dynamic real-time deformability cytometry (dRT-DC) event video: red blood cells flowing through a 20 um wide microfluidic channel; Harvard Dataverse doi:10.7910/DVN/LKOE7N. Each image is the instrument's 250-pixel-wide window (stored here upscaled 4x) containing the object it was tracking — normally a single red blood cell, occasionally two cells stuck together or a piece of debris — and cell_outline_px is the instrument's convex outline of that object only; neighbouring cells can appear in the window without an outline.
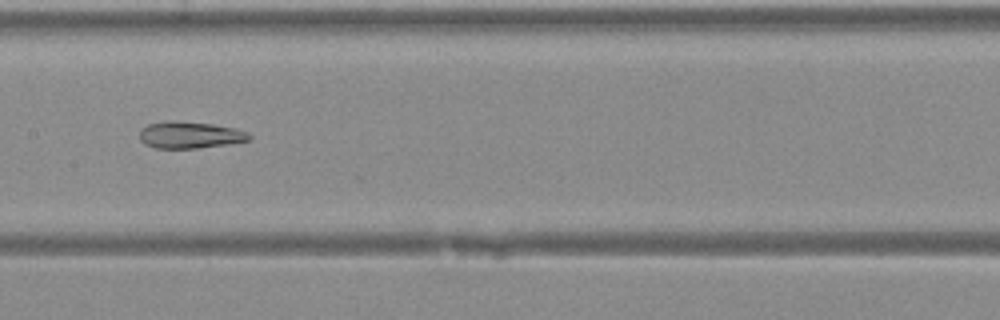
{"species": "Egyptian fruit bat (a non-hibernating species)", "species_latin": "Rousettus aegyptiacus", "temperature_condition": "warm", "stored_images_in_passage": 43, "camera_frame_rate_fps": 3000, "um_per_image_px": 0.085, "animal": {"sex": "female"}, "frame": {"image": 1, "passage_image": 23, "time_ms": 7.333, "image_size_px": [1000, 320], "cell_outline_px": [[252, 136], [248, 140], [228, 144], [196, 148], [156, 148], [144, 144], [140, 140], [140, 128], [148, 124], [164, 120], [176, 120], [212, 124], [236, 128], [248, 132]], "centroid_in_image_um": [16.11, 11.46], "position_along_channel_um": 191.3, "area_um2": 17.28}}
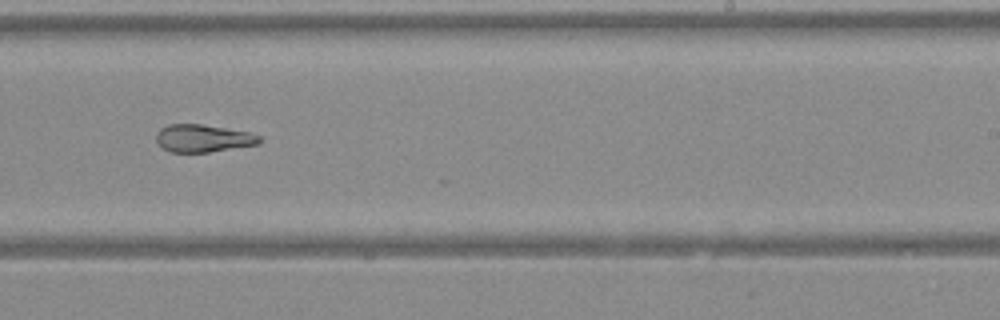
{"frame": {"image": 2, "passage_image": 28, "time_ms": 9.0, "image_size_px": [1000, 320], "cell_outline_px": [[264, 140], [260, 144], [208, 152], [168, 152], [156, 140], [156, 132], [160, 128], [168, 124], [200, 124], [248, 132], [260, 136]], "centroid_in_image_um": [17.27, 11.75], "position_along_channel_um": 271.7, "area_um2": 16.59}}
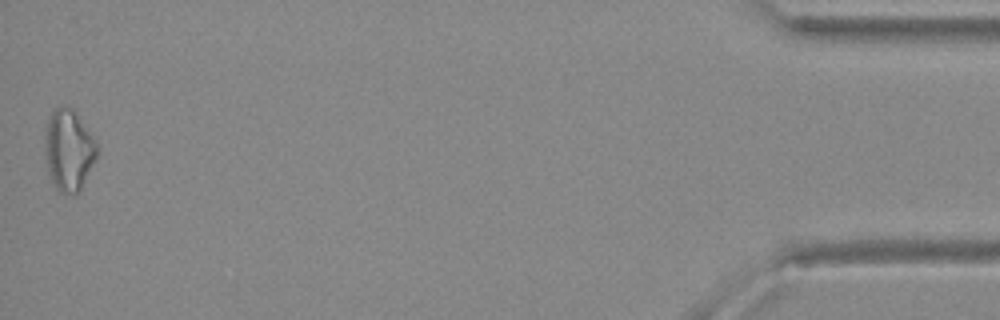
{"frame": {"image": 3, "passage_image": 43, "time_ms": 14.0, "image_size_px": [1000, 320], "cell_outline_px": [[100, 152], [80, 192], [60, 192], [56, 188], [48, 172], [44, 152], [44, 136], [48, 120], [52, 112], [56, 108], [72, 108], [76, 112], [96, 140]], "centroid_in_image_um": [5.87, 12.77], "position_along_channel_um": 429.3, "area_um2": 24.85}}